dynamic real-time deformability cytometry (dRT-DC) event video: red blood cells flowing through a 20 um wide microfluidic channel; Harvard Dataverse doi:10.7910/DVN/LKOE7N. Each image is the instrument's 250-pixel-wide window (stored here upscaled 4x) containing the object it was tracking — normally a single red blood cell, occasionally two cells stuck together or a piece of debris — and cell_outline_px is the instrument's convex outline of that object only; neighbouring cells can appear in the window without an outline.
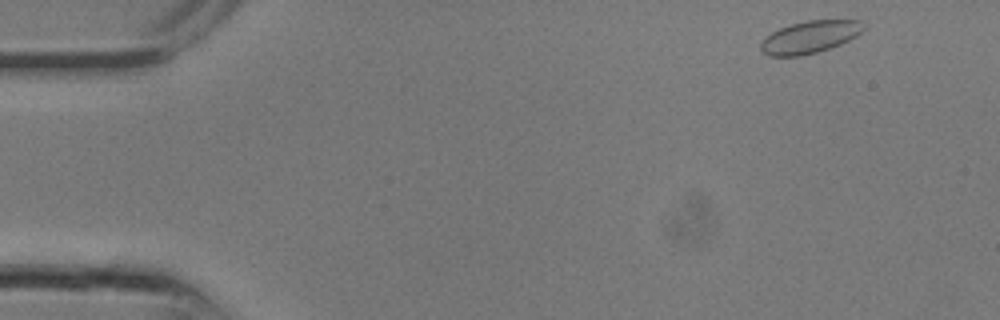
{"species": "common noctule bat (a hibernating species)", "species_latin": "Nyctalus noctula", "temperature_condition": "room temperature", "stored_images_in_passage": 15, "camera_frame_rate_fps": 3000, "um_per_image_px": 0.085, "animal": {"sex": "male", "body_mass_g": 13.3}, "frame": {"image": 1, "passage_image": 1, "time_ms": 0.0, "image_size_px": [1000, 320], "cell_outline_px": [[864, 28], [856, 36], [840, 44], [816, 52], [800, 56], [768, 56], [760, 48], [760, 44], [764, 36], [788, 24], [808, 20], [860, 20]], "centroid_in_image_um": [68.78, 3.14], "position_along_channel_um": 16.2, "area_um2": 19.25}}
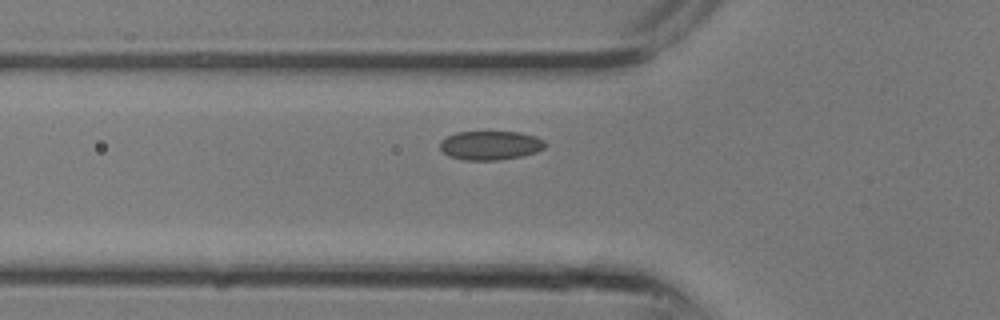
{"frame": {"image": 2, "passage_image": 8, "time_ms": 2.333, "image_size_px": [1000, 320], "cell_outline_px": [[548, 144], [544, 148], [536, 152], [520, 156], [500, 160], [464, 160], [448, 156], [440, 148], [440, 140], [456, 132], [520, 132], [536, 136], [544, 140]], "centroid_in_image_um": [41.7, 12.35], "position_along_channel_um": 84.1, "area_um2": 17.86}}
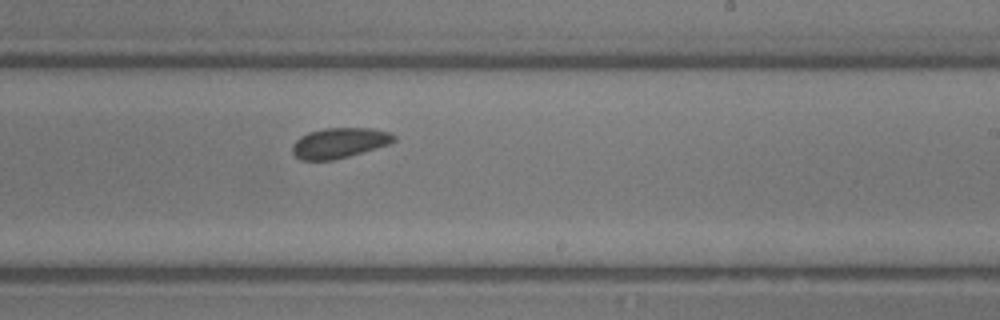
{"frame": {"image": 3, "passage_image": 15, "time_ms": 4.667, "image_size_px": [1000, 320], "cell_outline_px": [[396, 140], [388, 144], [348, 156], [332, 160], [300, 160], [292, 152], [292, 144], [300, 136], [308, 132], [324, 128], [368, 128], [388, 132], [396, 136]], "centroid_in_image_um": [28.8, 12.14], "position_along_channel_um": 260.2, "area_um2": 17.74}}